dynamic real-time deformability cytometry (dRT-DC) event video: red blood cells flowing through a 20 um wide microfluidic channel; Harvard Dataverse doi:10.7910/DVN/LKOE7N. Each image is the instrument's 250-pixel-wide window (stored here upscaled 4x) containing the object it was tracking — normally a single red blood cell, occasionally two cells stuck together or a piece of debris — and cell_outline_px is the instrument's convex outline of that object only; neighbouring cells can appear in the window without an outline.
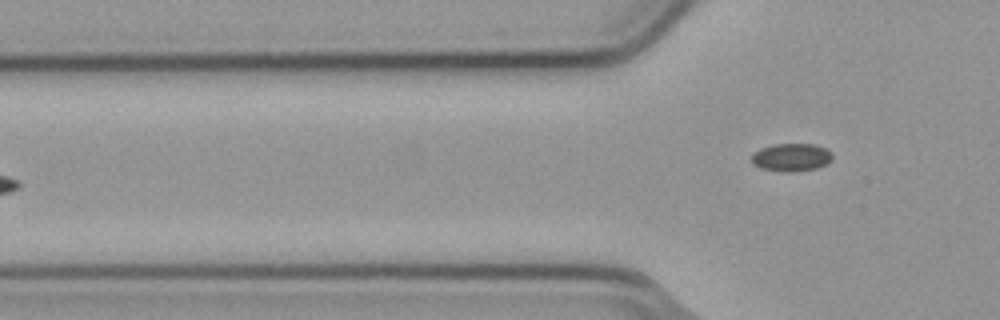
{"species": "common noctule bat (a hibernating species)", "species_latin": "Nyctalus noctula", "temperature_condition": "cold", "stored_images_in_passage": 3, "camera_frame_rate_fps": 3000, "um_per_image_px": 0.085, "animal": {"sex": "male", "body_mass_g": 23.1, "forearm_length_mm": 52.7}, "frame": {"image": 1, "passage_image": 3, "time_ms": 0.667, "image_size_px": [1000, 320], "cell_outline_px": [[832, 160], [816, 168], [792, 172], [784, 172], [760, 168], [752, 164], [752, 156], [760, 148], [772, 144], [816, 144], [832, 152]], "centroid_in_image_um": [67.26, 13.37], "position_along_channel_um": 58.5, "area_um2": 13.12}}